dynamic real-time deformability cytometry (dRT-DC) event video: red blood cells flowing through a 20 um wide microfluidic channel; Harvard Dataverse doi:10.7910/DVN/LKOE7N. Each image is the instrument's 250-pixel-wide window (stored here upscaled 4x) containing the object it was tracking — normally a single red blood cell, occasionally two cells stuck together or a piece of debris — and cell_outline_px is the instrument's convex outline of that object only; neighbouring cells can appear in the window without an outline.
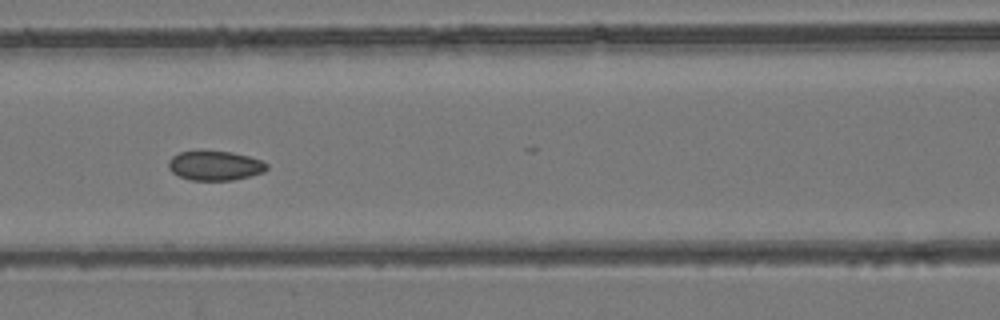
{"species": "common noctule bat (a hibernating species)", "species_latin": "Nyctalus noctula", "temperature_condition": "room temperature", "stored_images_in_passage": 9, "camera_frame_rate_fps": 3000, "um_per_image_px": 0.085, "animal": {"sex": "female", "body_mass_g": 24.6, "forearm_length_mm": 56.2}, "frame": {"image": 1, "passage_image": 8, "time_ms": 8.0, "image_size_px": [1000, 320], "cell_outline_px": [[268, 168], [264, 172], [232, 180], [192, 180], [180, 176], [172, 172], [168, 168], [168, 160], [172, 156], [180, 152], [232, 152], [248, 156], [260, 160], [268, 164]], "centroid_in_image_um": [18.27, 14.09], "position_along_channel_um": 148.3, "area_um2": 16.59}}
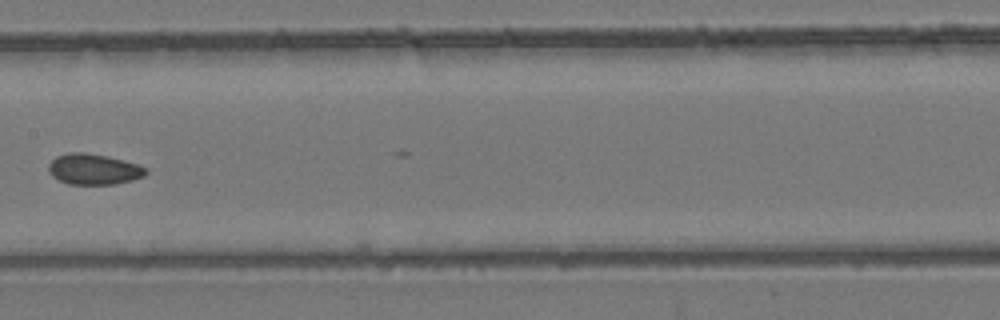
{"frame": {"image": 2, "passage_image": 9, "time_ms": 9.333, "image_size_px": [1000, 320], "cell_outline_px": [[148, 172], [144, 176], [132, 180], [116, 184], [68, 184], [52, 176], [48, 172], [48, 164], [56, 156], [68, 152], [84, 152], [108, 156], [136, 164], [144, 168]], "centroid_in_image_um": [7.92, 14.38], "position_along_channel_um": 199.5, "area_um2": 17.4}}